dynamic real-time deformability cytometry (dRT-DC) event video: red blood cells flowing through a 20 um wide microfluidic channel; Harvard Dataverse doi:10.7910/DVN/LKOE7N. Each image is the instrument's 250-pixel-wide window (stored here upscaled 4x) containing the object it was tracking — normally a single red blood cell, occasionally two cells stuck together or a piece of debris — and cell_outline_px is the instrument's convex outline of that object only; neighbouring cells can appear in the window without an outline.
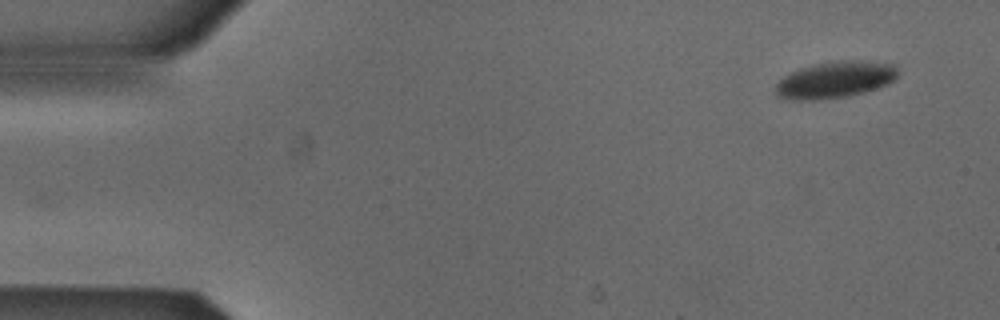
{"species": "Egyptian fruit bat (a non-hibernating species)", "species_latin": "Rousettus aegyptiacus", "temperature_condition": "cold", "stored_images_in_passage": 3, "camera_frame_rate_fps": 3000, "um_per_image_px": 0.085, "animal": {"sex": "male"}, "frame": {"image": 1, "passage_image": 3, "time_ms": 0.667, "image_size_px": [1000, 320], "cell_outline_px": [[896, 76], [888, 84], [864, 92], [848, 96], [820, 100], [784, 100], [776, 96], [776, 84], [784, 76], [800, 68], [812, 64], [840, 60], [856, 60], [896, 64]], "centroid_in_image_um": [70.94, 6.79], "position_along_channel_um": 14.1, "area_um2": 26.18}}